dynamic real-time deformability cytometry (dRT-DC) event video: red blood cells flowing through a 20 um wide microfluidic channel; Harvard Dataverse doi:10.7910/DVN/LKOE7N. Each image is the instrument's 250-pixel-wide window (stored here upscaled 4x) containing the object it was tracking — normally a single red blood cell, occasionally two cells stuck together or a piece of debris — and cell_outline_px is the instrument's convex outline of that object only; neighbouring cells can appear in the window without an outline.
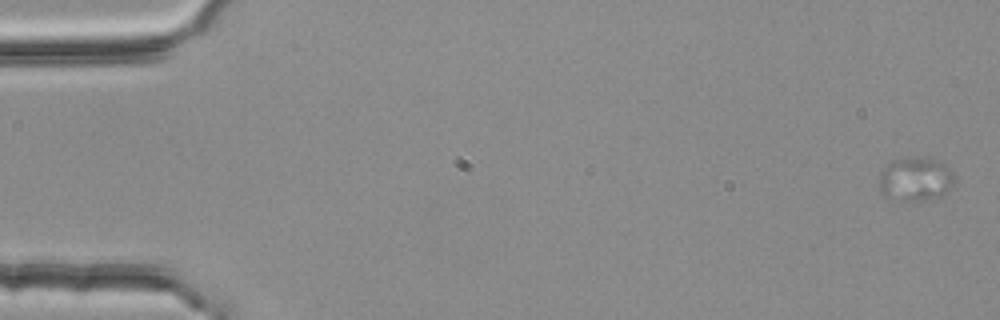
{"species": "common noctule bat (a hibernating species)", "species_latin": "Nyctalus noctula", "temperature_condition": "room temperature", "stored_images_in_passage": 5, "camera_frame_rate_fps": 3000, "um_per_image_px": 0.085, "animal": {"sex": "female", "body_mass_g": 25.1}, "frame": {"image": 1, "passage_image": 1, "time_ms": 0.0, "image_size_px": [1000, 320], "cell_outline_px": [[952, 188], [940, 196], [916, 200], [904, 200], [884, 196], [880, 188], [880, 172], [892, 160], [908, 156], [924, 156], [936, 160], [952, 172]], "centroid_in_image_um": [77.78, 15.18], "position_along_channel_um": 7.2, "area_um2": 18.9}}
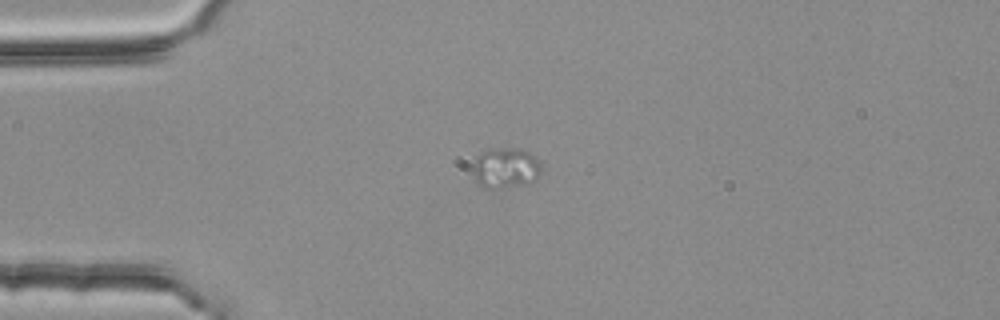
{"frame": {"image": 2, "passage_image": 3, "time_ms": 0.667, "image_size_px": [1000, 320], "cell_outline_px": [[540, 172], [532, 180], [524, 184], [500, 188], [484, 188], [476, 180], [472, 172], [472, 164], [476, 156], [480, 152], [488, 148], [520, 148], [528, 152], [540, 160]], "centroid_in_image_um": [42.91, 14.24], "position_along_channel_um": 42.1, "area_um2": 16.24}}